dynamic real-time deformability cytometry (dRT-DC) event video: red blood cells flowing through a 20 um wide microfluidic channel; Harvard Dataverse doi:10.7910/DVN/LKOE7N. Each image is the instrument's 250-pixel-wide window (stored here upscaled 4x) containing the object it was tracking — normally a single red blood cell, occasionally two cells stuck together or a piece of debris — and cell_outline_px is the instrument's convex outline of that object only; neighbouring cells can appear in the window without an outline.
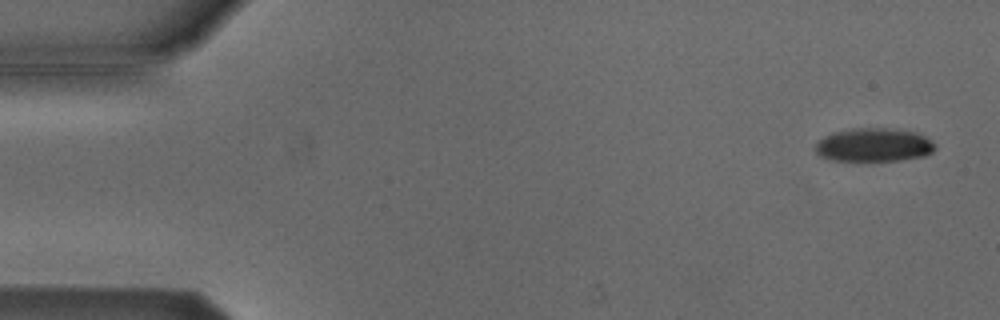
{"species": "Egyptian fruit bat (a non-hibernating species)", "species_latin": "Rousettus aegyptiacus", "temperature_condition": "cold", "stored_images_in_passage": 15, "camera_frame_rate_fps": 3000, "um_per_image_px": 0.085, "animal": {"sex": "male"}, "frame": {"image": 1, "passage_image": 3, "time_ms": 0.667, "image_size_px": [1000, 320], "cell_outline_px": [[936, 148], [932, 152], [924, 156], [900, 160], [828, 160], [816, 156], [812, 148], [816, 140], [832, 132], [852, 128], [884, 128], [916, 132], [932, 140], [936, 144]], "centroid_in_image_um": [74.19, 12.32], "position_along_channel_um": 10.8, "area_um2": 23.81}}